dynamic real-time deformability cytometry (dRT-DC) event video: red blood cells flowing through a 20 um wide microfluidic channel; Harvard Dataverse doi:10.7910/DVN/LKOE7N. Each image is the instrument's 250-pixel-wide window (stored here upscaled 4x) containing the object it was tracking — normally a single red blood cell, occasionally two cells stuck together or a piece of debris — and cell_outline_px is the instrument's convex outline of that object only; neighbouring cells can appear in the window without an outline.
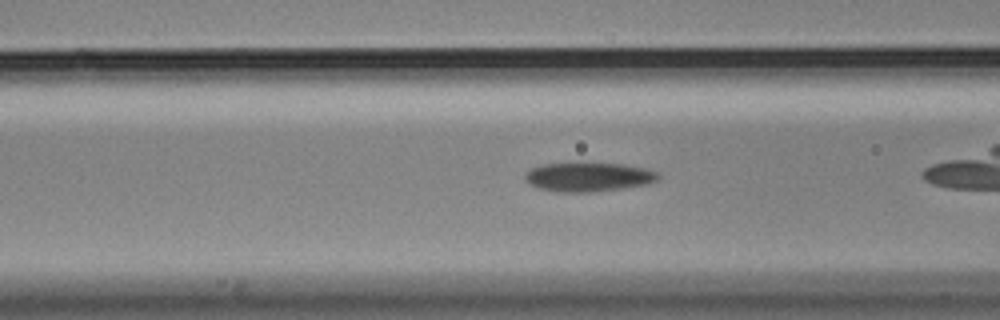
{"species": "Egyptian fruit bat (a non-hibernating species)", "species_latin": "Rousettus aegyptiacus", "temperature_condition": "cold", "stored_images_in_passage": 35, "camera_frame_rate_fps": 3000, "um_per_image_px": 0.085, "animal": {"sex": "male"}, "frame": {"image": 1, "passage_image": 6, "time_ms": 1.667, "image_size_px": [1000, 320], "cell_outline_px": [[660, 176], [656, 180], [648, 184], [624, 188], [592, 192], [556, 192], [536, 188], [528, 184], [524, 180], [524, 176], [532, 168], [544, 164], [620, 164], [640, 168], [656, 172]], "centroid_in_image_um": [49.96, 15.07], "position_along_channel_um": 116.6, "area_um2": 22.2}}